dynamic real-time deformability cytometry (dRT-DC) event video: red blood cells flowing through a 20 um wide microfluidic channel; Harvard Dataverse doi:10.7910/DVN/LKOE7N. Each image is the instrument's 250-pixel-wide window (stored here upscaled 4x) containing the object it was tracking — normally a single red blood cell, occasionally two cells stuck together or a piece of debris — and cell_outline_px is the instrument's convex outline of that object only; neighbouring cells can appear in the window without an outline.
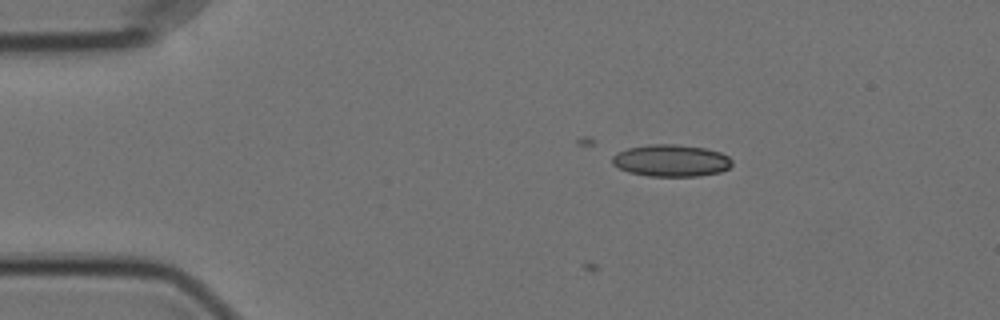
{"species": "Egyptian fruit bat (a non-hibernating species)", "species_latin": "Rousettus aegyptiacus", "temperature_condition": "cold", "stored_images_in_passage": 9, "camera_frame_rate_fps": 3000, "um_per_image_px": 0.085, "animal": {"sex": "female"}, "frame": {"image": 1, "passage_image": 9, "time_ms": 2.667, "image_size_px": [1000, 320], "cell_outline_px": [[732, 164], [728, 168], [720, 172], [700, 176], [648, 176], [628, 172], [612, 164], [612, 156], [616, 152], [628, 148], [648, 144], [676, 144], [704, 148], [720, 152], [728, 156], [732, 160]], "centroid_in_image_um": [57.03, 13.65], "position_along_channel_um": 28.0, "area_um2": 22.43}}